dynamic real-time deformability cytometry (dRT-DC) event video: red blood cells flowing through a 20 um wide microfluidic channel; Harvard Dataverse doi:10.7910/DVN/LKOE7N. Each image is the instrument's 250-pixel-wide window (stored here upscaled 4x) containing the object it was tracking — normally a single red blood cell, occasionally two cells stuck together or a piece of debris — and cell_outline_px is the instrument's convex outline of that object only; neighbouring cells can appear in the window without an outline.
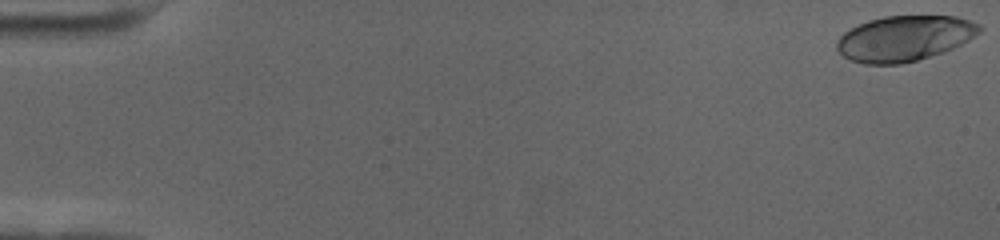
{"species": "human", "species_latin": "Homo sapiens", "temperature_condition": "cold", "stored_images_in_passage": 59, "camera_frame_rate_fps": 3000, "um_per_image_px": 0.085, "donor": {"sex": "female"}, "frame": {"image": 1, "passage_image": 1, "time_ms": 0.0, "image_size_px": [1000, 240], "cell_outline_px": [[984, 28], [980, 32], [968, 40], [944, 52], [916, 60], [900, 64], [864, 64], [848, 60], [836, 48], [836, 44], [840, 36], [844, 32], [868, 20], [884, 16], [956, 16], [980, 24]], "centroid_in_image_um": [76.88, 3.26], "position_along_channel_um": 8.1, "area_um2": 37.69}}
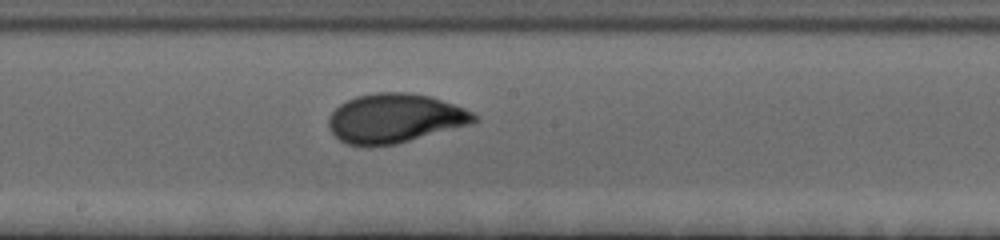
{"frame": {"image": 2, "passage_image": 33, "time_ms": 10.667, "image_size_px": [1000, 240], "cell_outline_px": [[480, 120], [476, 124], [396, 144], [368, 148], [348, 144], [340, 140], [332, 132], [328, 124], [328, 120], [332, 112], [340, 104], [356, 96], [376, 92], [408, 92], [432, 96], [464, 108], [480, 116]], "centroid_in_image_um": [33.63, 10.07], "position_along_channel_um": 214.6, "area_um2": 42.54}}
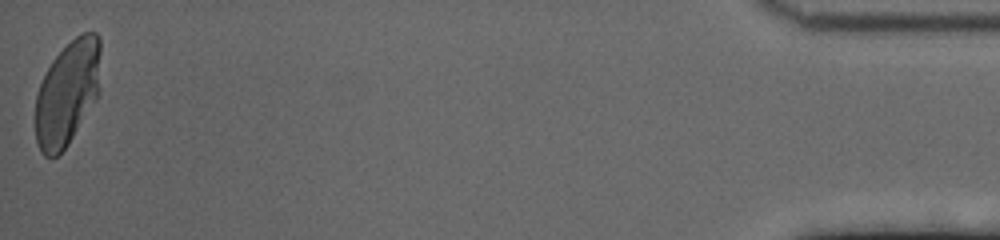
{"frame": {"image": 3, "passage_image": 59, "time_ms": 19.333, "image_size_px": [1000, 240], "cell_outline_px": [[100, 92], [96, 100], [68, 144], [52, 160], [44, 156], [40, 152], [36, 140], [36, 96], [40, 84], [52, 60], [80, 32], [96, 32], [100, 36]], "centroid_in_image_um": [5.75, 7.91], "position_along_channel_um": 429.4, "area_um2": 40.0}, "authors_computed_cell_mechanics": {"area_um2": 39.5352, "velocity_mm_per_s": 3.482, "shape_relaxation_time_tau1_ms": 4.0402, "shape_relaxation_time_tau2_ms": null, "deformation_change_tau1": 0.2077, "deformation_change_tau2": null}}